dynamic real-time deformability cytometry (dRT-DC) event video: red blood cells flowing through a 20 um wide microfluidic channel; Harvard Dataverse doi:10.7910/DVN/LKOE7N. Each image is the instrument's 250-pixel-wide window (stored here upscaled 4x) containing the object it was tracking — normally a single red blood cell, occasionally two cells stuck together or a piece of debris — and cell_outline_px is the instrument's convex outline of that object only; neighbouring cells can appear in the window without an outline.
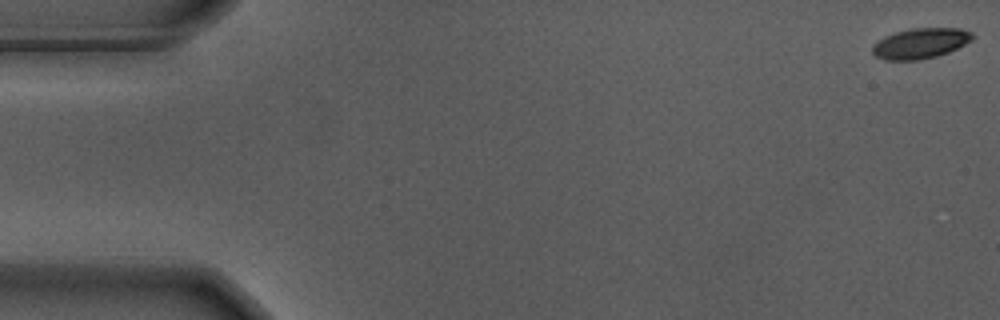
{"species": "Egyptian fruit bat (a non-hibernating species)", "species_latin": "Rousettus aegyptiacus", "temperature_condition": "warm", "stored_images_in_passage": 25, "camera_frame_rate_fps": 3000, "um_per_image_px": 0.085, "animal": {"sex": "male"}, "frame": {"image": 1, "passage_image": 1, "time_ms": 0.0, "image_size_px": [1000, 320], "cell_outline_px": [[972, 40], [948, 52], [936, 56], [920, 60], [888, 60], [876, 56], [872, 52], [872, 48], [884, 36], [896, 32], [912, 28], [960, 28], [972, 32]], "centroid_in_image_um": [78.25, 3.68], "position_along_channel_um": 6.8, "area_um2": 17.46}}
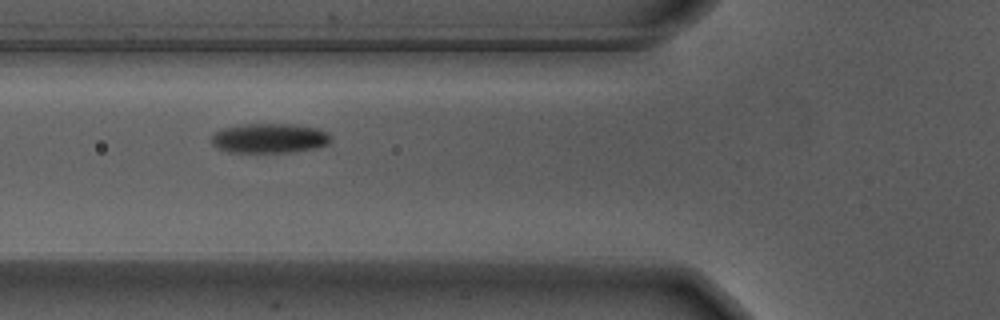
{"frame": {"image": 2, "passage_image": 21, "time_ms": 6.667, "image_size_px": [1000, 320], "cell_outline_px": [[332, 140], [328, 144], [316, 148], [296, 152], [228, 152], [212, 144], [212, 136], [220, 128], [240, 124], [296, 124], [320, 128], [328, 132], [332, 136]], "centroid_in_image_um": [22.97, 11.74], "position_along_channel_um": 102.8, "area_um2": 20.98}}
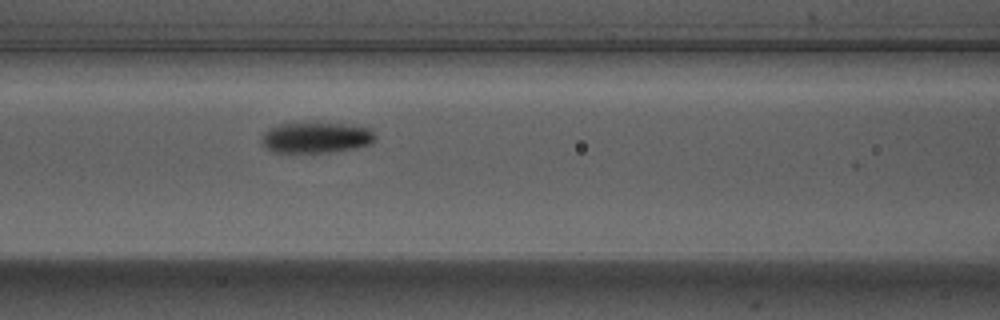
{"frame": {"image": 3, "passage_image": 24, "time_ms": 7.667, "image_size_px": [1000, 320], "cell_outline_px": [[376, 140], [368, 144], [352, 148], [320, 152], [276, 152], [268, 148], [260, 140], [264, 132], [268, 128], [276, 124], [304, 120], [316, 120], [372, 128], [376, 136]], "centroid_in_image_um": [26.84, 11.61], "position_along_channel_um": 139.8, "area_um2": 21.04}}